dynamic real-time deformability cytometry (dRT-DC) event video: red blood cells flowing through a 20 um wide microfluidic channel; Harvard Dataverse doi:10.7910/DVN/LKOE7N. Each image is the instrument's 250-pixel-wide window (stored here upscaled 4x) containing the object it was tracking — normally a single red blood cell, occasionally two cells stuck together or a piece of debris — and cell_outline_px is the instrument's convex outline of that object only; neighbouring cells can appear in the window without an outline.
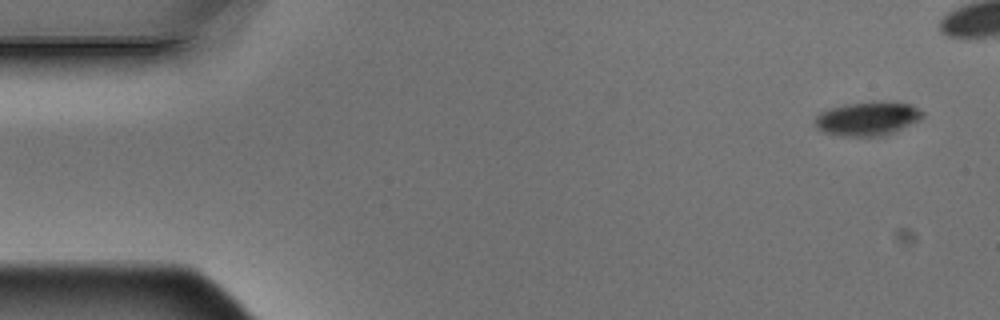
{"species": "Egyptian fruit bat (a non-hibernating species)", "species_latin": "Rousettus aegyptiacus", "temperature_condition": "warm", "stored_images_in_passage": 10, "camera_frame_rate_fps": 3000, "um_per_image_px": 0.085, "animal": {"sex": "male"}, "frame": {"image": 1, "passage_image": 1, "time_ms": 0.0, "image_size_px": [1000, 320], "cell_outline_px": [[924, 116], [892, 132], [880, 136], [844, 136], [824, 132], [816, 128], [816, 116], [820, 112], [828, 108], [844, 104], [872, 100], [896, 100], [912, 104], [924, 112]], "centroid_in_image_um": [73.74, 10.02], "position_along_channel_um": 11.3, "area_um2": 21.5}}
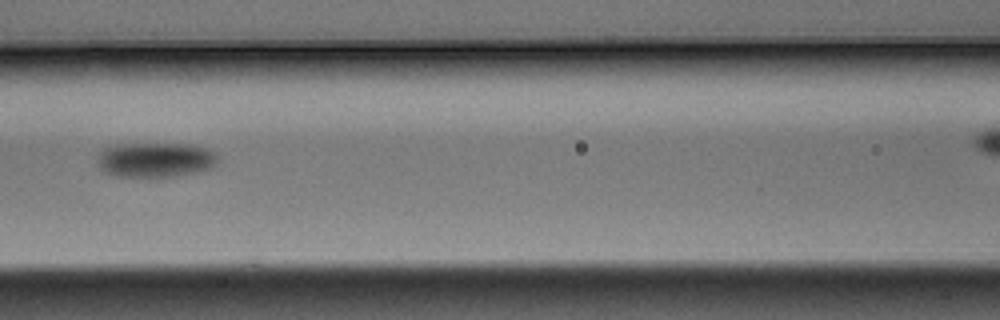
{"frame": {"image": 2, "passage_image": 7, "time_ms": 2.0, "image_size_px": [1000, 320], "cell_outline_px": [[216, 164], [212, 168], [196, 172], [176, 176], [116, 176], [104, 172], [100, 168], [100, 152], [104, 148], [116, 144], [192, 144], [208, 148], [216, 152]], "centroid_in_image_um": [13.25, 13.57], "position_along_channel_um": 153.3, "area_um2": 24.28}}
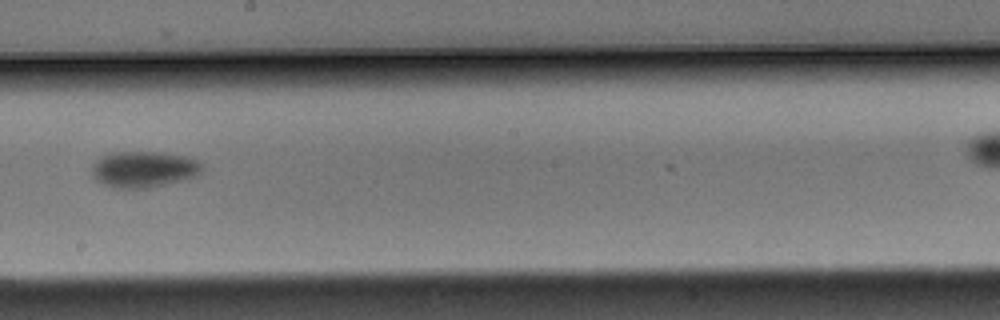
{"frame": {"image": 3, "passage_image": 9, "time_ms": 2.667, "image_size_px": [1000, 320], "cell_outline_px": [[204, 172], [200, 176], [188, 180], [152, 188], [116, 188], [104, 184], [96, 180], [92, 176], [92, 164], [100, 156], [112, 152], [164, 152], [188, 156], [204, 164]], "centroid_in_image_um": [12.31, 14.39], "position_along_channel_um": 235.9, "area_um2": 24.1}}